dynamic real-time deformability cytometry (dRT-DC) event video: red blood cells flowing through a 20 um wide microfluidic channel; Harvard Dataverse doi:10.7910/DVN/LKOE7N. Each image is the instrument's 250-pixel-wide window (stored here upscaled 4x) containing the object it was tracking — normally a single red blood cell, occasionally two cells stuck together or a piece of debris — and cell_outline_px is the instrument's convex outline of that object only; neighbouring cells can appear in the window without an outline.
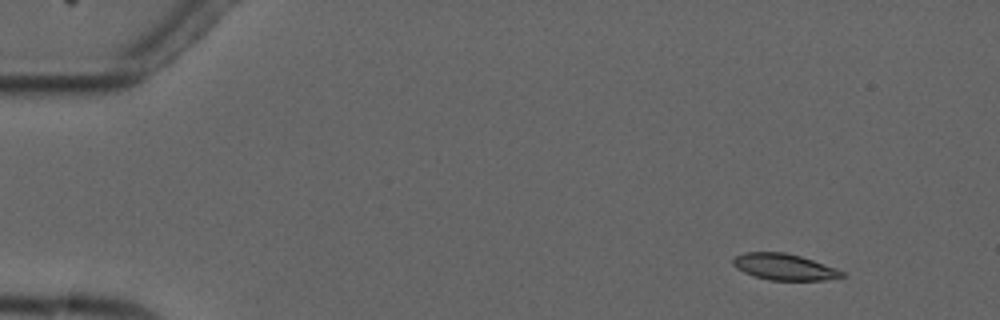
{"species": "common noctule bat (a hibernating species)", "species_latin": "Nyctalus noctula", "temperature_condition": "cold", "stored_images_in_passage": 4, "camera_frame_rate_fps": 3000, "um_per_image_px": 0.085, "animal": {"sex": "male", "forearm_length_mm": 52.5}, "frame": {"image": 1, "passage_image": 1, "time_ms": 0.0, "image_size_px": [1000, 320], "cell_outline_px": [[844, 276], [824, 280], [768, 280], [744, 272], [736, 268], [732, 264], [732, 260], [736, 256], [744, 252], [784, 252], [800, 256], [836, 268], [844, 272]], "centroid_in_image_um": [66.63, 22.68], "position_along_channel_um": 18.4, "area_um2": 16.53}}